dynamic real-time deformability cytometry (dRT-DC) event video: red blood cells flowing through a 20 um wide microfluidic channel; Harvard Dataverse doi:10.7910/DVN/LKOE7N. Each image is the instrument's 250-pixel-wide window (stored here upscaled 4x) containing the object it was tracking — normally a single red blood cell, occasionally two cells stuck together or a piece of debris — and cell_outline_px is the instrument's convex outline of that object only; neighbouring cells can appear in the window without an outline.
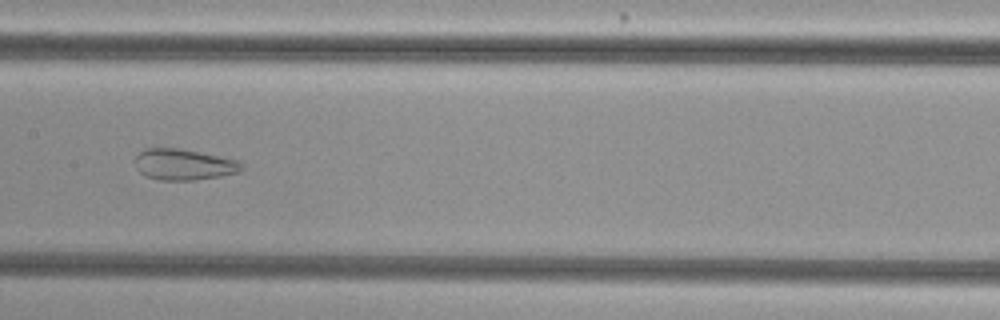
{"species": "common noctule bat (a hibernating species)", "species_latin": "Nyctalus noctula", "temperature_condition": "cold", "stored_images_in_passage": 45, "camera_frame_rate_fps": 3000, "um_per_image_px": 0.085, "animal": {"sex": "female", "body_mass_g": 29.2, "forearm_length_mm": 56.3}, "frame": {"image": 1, "passage_image": 19, "time_ms": 6.0, "image_size_px": [1000, 320], "cell_outline_px": [[244, 168], [240, 172], [220, 176], [196, 180], [160, 180], [144, 176], [136, 168], [136, 156], [144, 148], [176, 148], [236, 160], [244, 164]], "centroid_in_image_um": [15.61, 14.0], "position_along_channel_um": 191.8, "area_um2": 19.13}}
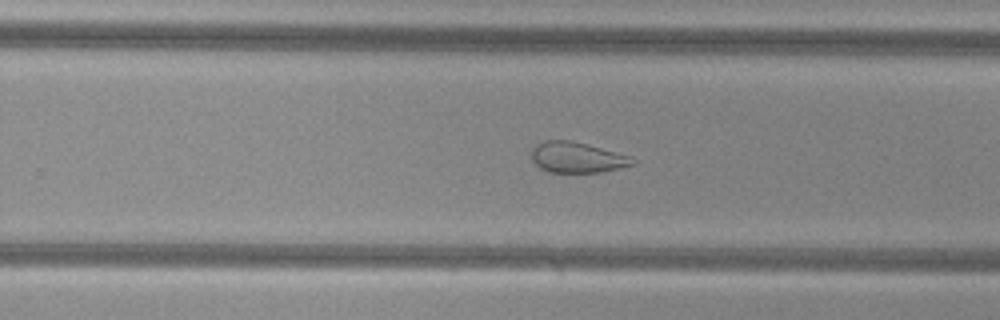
{"frame": {"image": 2, "passage_image": 26, "time_ms": 8.333, "image_size_px": [1000, 320], "cell_outline_px": [[636, 164], [620, 168], [600, 172], [548, 172], [540, 168], [532, 160], [532, 148], [536, 144], [544, 140], [568, 140], [588, 144], [616, 152], [628, 156], [636, 160]], "centroid_in_image_um": [49.04, 13.38], "position_along_channel_um": 280.8, "area_um2": 18.03}}
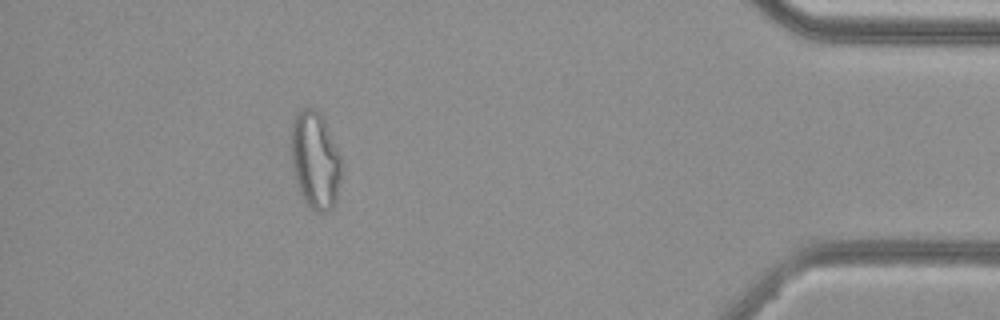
{"frame": {"image": 3, "passage_image": 40, "time_ms": 13.0, "image_size_px": [1000, 320], "cell_outline_px": [[340, 180], [336, 200], [332, 208], [328, 212], [316, 212], [304, 200], [300, 192], [292, 168], [292, 120], [296, 112], [304, 108], [316, 108], [320, 112], [324, 120], [340, 156]], "centroid_in_image_um": [26.78, 13.61], "position_along_channel_um": 408.4, "area_um2": 28.21}, "authors_computed_cell_mechanics": {"area_um2": 25.9522, "velocity_mm_per_s": 3.8227, "shape_relaxation_time_tau1_ms": null, "shape_relaxation_time_tau2_ms": 1.575, "deformation_change_tau1": null, "deformation_change_tau2": 0.087}}